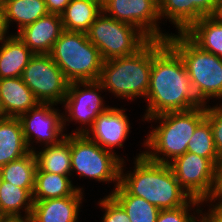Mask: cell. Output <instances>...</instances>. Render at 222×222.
Segmentation results:
<instances>
[{
	"label": "cell",
	"instance_id": "obj_22",
	"mask_svg": "<svg viewBox=\"0 0 222 222\" xmlns=\"http://www.w3.org/2000/svg\"><path fill=\"white\" fill-rule=\"evenodd\" d=\"M34 189H25L2 181L0 213L4 218L29 219L32 213ZM24 212V215L21 214ZM23 215V216H22Z\"/></svg>",
	"mask_w": 222,
	"mask_h": 222
},
{
	"label": "cell",
	"instance_id": "obj_44",
	"mask_svg": "<svg viewBox=\"0 0 222 222\" xmlns=\"http://www.w3.org/2000/svg\"><path fill=\"white\" fill-rule=\"evenodd\" d=\"M2 177H1V174H0V188H1V184H2Z\"/></svg>",
	"mask_w": 222,
	"mask_h": 222
},
{
	"label": "cell",
	"instance_id": "obj_29",
	"mask_svg": "<svg viewBox=\"0 0 222 222\" xmlns=\"http://www.w3.org/2000/svg\"><path fill=\"white\" fill-rule=\"evenodd\" d=\"M187 151L209 159L214 165L221 159L214 145L211 125L206 118L197 125Z\"/></svg>",
	"mask_w": 222,
	"mask_h": 222
},
{
	"label": "cell",
	"instance_id": "obj_11",
	"mask_svg": "<svg viewBox=\"0 0 222 222\" xmlns=\"http://www.w3.org/2000/svg\"><path fill=\"white\" fill-rule=\"evenodd\" d=\"M102 12L115 20L135 26L149 39L166 40L171 35L160 30L162 28L159 24L162 22L158 0H106Z\"/></svg>",
	"mask_w": 222,
	"mask_h": 222
},
{
	"label": "cell",
	"instance_id": "obj_41",
	"mask_svg": "<svg viewBox=\"0 0 222 222\" xmlns=\"http://www.w3.org/2000/svg\"><path fill=\"white\" fill-rule=\"evenodd\" d=\"M218 16L222 17V0L218 2Z\"/></svg>",
	"mask_w": 222,
	"mask_h": 222
},
{
	"label": "cell",
	"instance_id": "obj_33",
	"mask_svg": "<svg viewBox=\"0 0 222 222\" xmlns=\"http://www.w3.org/2000/svg\"><path fill=\"white\" fill-rule=\"evenodd\" d=\"M207 206L222 207V158L215 164L214 183L210 195L203 203Z\"/></svg>",
	"mask_w": 222,
	"mask_h": 222
},
{
	"label": "cell",
	"instance_id": "obj_32",
	"mask_svg": "<svg viewBox=\"0 0 222 222\" xmlns=\"http://www.w3.org/2000/svg\"><path fill=\"white\" fill-rule=\"evenodd\" d=\"M216 105V106H215ZM206 105V119L209 121L214 138V145L217 153L222 158V103Z\"/></svg>",
	"mask_w": 222,
	"mask_h": 222
},
{
	"label": "cell",
	"instance_id": "obj_19",
	"mask_svg": "<svg viewBox=\"0 0 222 222\" xmlns=\"http://www.w3.org/2000/svg\"><path fill=\"white\" fill-rule=\"evenodd\" d=\"M19 118L0 119V167L29 153Z\"/></svg>",
	"mask_w": 222,
	"mask_h": 222
},
{
	"label": "cell",
	"instance_id": "obj_21",
	"mask_svg": "<svg viewBox=\"0 0 222 222\" xmlns=\"http://www.w3.org/2000/svg\"><path fill=\"white\" fill-rule=\"evenodd\" d=\"M201 50L222 58V17L208 16L196 21L184 33Z\"/></svg>",
	"mask_w": 222,
	"mask_h": 222
},
{
	"label": "cell",
	"instance_id": "obj_2",
	"mask_svg": "<svg viewBox=\"0 0 222 222\" xmlns=\"http://www.w3.org/2000/svg\"><path fill=\"white\" fill-rule=\"evenodd\" d=\"M140 152L134 157L133 172L124 170L125 160L122 161L119 185L129 195L144 198L160 210L186 205L192 198L178 185L170 166L150 161L144 150Z\"/></svg>",
	"mask_w": 222,
	"mask_h": 222
},
{
	"label": "cell",
	"instance_id": "obj_8",
	"mask_svg": "<svg viewBox=\"0 0 222 222\" xmlns=\"http://www.w3.org/2000/svg\"><path fill=\"white\" fill-rule=\"evenodd\" d=\"M88 40L99 49L103 61L129 56L150 39L135 26L101 12L87 32Z\"/></svg>",
	"mask_w": 222,
	"mask_h": 222
},
{
	"label": "cell",
	"instance_id": "obj_26",
	"mask_svg": "<svg viewBox=\"0 0 222 222\" xmlns=\"http://www.w3.org/2000/svg\"><path fill=\"white\" fill-rule=\"evenodd\" d=\"M36 169V157L30 151L20 159L0 167V174L3 181L21 188L34 189Z\"/></svg>",
	"mask_w": 222,
	"mask_h": 222
},
{
	"label": "cell",
	"instance_id": "obj_39",
	"mask_svg": "<svg viewBox=\"0 0 222 222\" xmlns=\"http://www.w3.org/2000/svg\"><path fill=\"white\" fill-rule=\"evenodd\" d=\"M195 222H211V221L202 213Z\"/></svg>",
	"mask_w": 222,
	"mask_h": 222
},
{
	"label": "cell",
	"instance_id": "obj_1",
	"mask_svg": "<svg viewBox=\"0 0 222 222\" xmlns=\"http://www.w3.org/2000/svg\"><path fill=\"white\" fill-rule=\"evenodd\" d=\"M142 120L167 112L187 111L198 100L180 55L166 40L152 39V67Z\"/></svg>",
	"mask_w": 222,
	"mask_h": 222
},
{
	"label": "cell",
	"instance_id": "obj_6",
	"mask_svg": "<svg viewBox=\"0 0 222 222\" xmlns=\"http://www.w3.org/2000/svg\"><path fill=\"white\" fill-rule=\"evenodd\" d=\"M50 56L69 83L97 81L103 65L99 49L83 32L64 30Z\"/></svg>",
	"mask_w": 222,
	"mask_h": 222
},
{
	"label": "cell",
	"instance_id": "obj_12",
	"mask_svg": "<svg viewBox=\"0 0 222 222\" xmlns=\"http://www.w3.org/2000/svg\"><path fill=\"white\" fill-rule=\"evenodd\" d=\"M57 108L53 103H39L19 117L29 151L34 152L36 149L33 145L37 143L44 147L57 144L65 138L63 112L60 113Z\"/></svg>",
	"mask_w": 222,
	"mask_h": 222
},
{
	"label": "cell",
	"instance_id": "obj_40",
	"mask_svg": "<svg viewBox=\"0 0 222 222\" xmlns=\"http://www.w3.org/2000/svg\"><path fill=\"white\" fill-rule=\"evenodd\" d=\"M92 1L96 4H98L101 8L103 7V5L105 4L106 0H89Z\"/></svg>",
	"mask_w": 222,
	"mask_h": 222
},
{
	"label": "cell",
	"instance_id": "obj_3",
	"mask_svg": "<svg viewBox=\"0 0 222 222\" xmlns=\"http://www.w3.org/2000/svg\"><path fill=\"white\" fill-rule=\"evenodd\" d=\"M206 117V105L187 111L167 112L147 118L157 124L148 132L144 155L153 162L169 164L187 152V146L197 125Z\"/></svg>",
	"mask_w": 222,
	"mask_h": 222
},
{
	"label": "cell",
	"instance_id": "obj_15",
	"mask_svg": "<svg viewBox=\"0 0 222 222\" xmlns=\"http://www.w3.org/2000/svg\"><path fill=\"white\" fill-rule=\"evenodd\" d=\"M63 31L61 15L48 13L16 35L34 54H50Z\"/></svg>",
	"mask_w": 222,
	"mask_h": 222
},
{
	"label": "cell",
	"instance_id": "obj_4",
	"mask_svg": "<svg viewBox=\"0 0 222 222\" xmlns=\"http://www.w3.org/2000/svg\"><path fill=\"white\" fill-rule=\"evenodd\" d=\"M152 67V39L136 53L103 61L97 82L120 99L147 97Z\"/></svg>",
	"mask_w": 222,
	"mask_h": 222
},
{
	"label": "cell",
	"instance_id": "obj_45",
	"mask_svg": "<svg viewBox=\"0 0 222 222\" xmlns=\"http://www.w3.org/2000/svg\"><path fill=\"white\" fill-rule=\"evenodd\" d=\"M4 219V217L0 213V222Z\"/></svg>",
	"mask_w": 222,
	"mask_h": 222
},
{
	"label": "cell",
	"instance_id": "obj_14",
	"mask_svg": "<svg viewBox=\"0 0 222 222\" xmlns=\"http://www.w3.org/2000/svg\"><path fill=\"white\" fill-rule=\"evenodd\" d=\"M125 110L126 108L110 106L98 115L84 135L103 149L116 154L114 149L124 147L132 128Z\"/></svg>",
	"mask_w": 222,
	"mask_h": 222
},
{
	"label": "cell",
	"instance_id": "obj_43",
	"mask_svg": "<svg viewBox=\"0 0 222 222\" xmlns=\"http://www.w3.org/2000/svg\"><path fill=\"white\" fill-rule=\"evenodd\" d=\"M3 0H0V10H2Z\"/></svg>",
	"mask_w": 222,
	"mask_h": 222
},
{
	"label": "cell",
	"instance_id": "obj_34",
	"mask_svg": "<svg viewBox=\"0 0 222 222\" xmlns=\"http://www.w3.org/2000/svg\"><path fill=\"white\" fill-rule=\"evenodd\" d=\"M219 0H190L193 3V24L203 17L218 15Z\"/></svg>",
	"mask_w": 222,
	"mask_h": 222
},
{
	"label": "cell",
	"instance_id": "obj_13",
	"mask_svg": "<svg viewBox=\"0 0 222 222\" xmlns=\"http://www.w3.org/2000/svg\"><path fill=\"white\" fill-rule=\"evenodd\" d=\"M168 165L178 185L191 198L202 202L207 199L213 187L215 173V165L209 159L187 151Z\"/></svg>",
	"mask_w": 222,
	"mask_h": 222
},
{
	"label": "cell",
	"instance_id": "obj_35",
	"mask_svg": "<svg viewBox=\"0 0 222 222\" xmlns=\"http://www.w3.org/2000/svg\"><path fill=\"white\" fill-rule=\"evenodd\" d=\"M71 0H45L48 13L61 15Z\"/></svg>",
	"mask_w": 222,
	"mask_h": 222
},
{
	"label": "cell",
	"instance_id": "obj_27",
	"mask_svg": "<svg viewBox=\"0 0 222 222\" xmlns=\"http://www.w3.org/2000/svg\"><path fill=\"white\" fill-rule=\"evenodd\" d=\"M109 195L123 207L130 222H156L160 209L144 198L129 195L120 185Z\"/></svg>",
	"mask_w": 222,
	"mask_h": 222
},
{
	"label": "cell",
	"instance_id": "obj_25",
	"mask_svg": "<svg viewBox=\"0 0 222 222\" xmlns=\"http://www.w3.org/2000/svg\"><path fill=\"white\" fill-rule=\"evenodd\" d=\"M102 8L89 0H71L61 14L63 29L87 33Z\"/></svg>",
	"mask_w": 222,
	"mask_h": 222
},
{
	"label": "cell",
	"instance_id": "obj_23",
	"mask_svg": "<svg viewBox=\"0 0 222 222\" xmlns=\"http://www.w3.org/2000/svg\"><path fill=\"white\" fill-rule=\"evenodd\" d=\"M71 175H60L36 169L33 201L72 196L77 190L84 192L83 187L76 186Z\"/></svg>",
	"mask_w": 222,
	"mask_h": 222
},
{
	"label": "cell",
	"instance_id": "obj_9",
	"mask_svg": "<svg viewBox=\"0 0 222 222\" xmlns=\"http://www.w3.org/2000/svg\"><path fill=\"white\" fill-rule=\"evenodd\" d=\"M103 91L105 92L104 88L97 81L69 83L67 95L63 101L65 109L63 127L66 133L67 122H75L81 126L79 125L75 131L72 130L71 133L66 134L84 135L98 115L110 107L104 103V96L103 98L101 96Z\"/></svg>",
	"mask_w": 222,
	"mask_h": 222
},
{
	"label": "cell",
	"instance_id": "obj_17",
	"mask_svg": "<svg viewBox=\"0 0 222 222\" xmlns=\"http://www.w3.org/2000/svg\"><path fill=\"white\" fill-rule=\"evenodd\" d=\"M0 100L3 118H19L39 104L21 77L0 79Z\"/></svg>",
	"mask_w": 222,
	"mask_h": 222
},
{
	"label": "cell",
	"instance_id": "obj_10",
	"mask_svg": "<svg viewBox=\"0 0 222 222\" xmlns=\"http://www.w3.org/2000/svg\"><path fill=\"white\" fill-rule=\"evenodd\" d=\"M21 78L39 103L63 104L69 82L50 54H34Z\"/></svg>",
	"mask_w": 222,
	"mask_h": 222
},
{
	"label": "cell",
	"instance_id": "obj_30",
	"mask_svg": "<svg viewBox=\"0 0 222 222\" xmlns=\"http://www.w3.org/2000/svg\"><path fill=\"white\" fill-rule=\"evenodd\" d=\"M203 205L204 203L202 201L192 198L182 207L160 210L156 222H195L203 213ZM191 211H193V213Z\"/></svg>",
	"mask_w": 222,
	"mask_h": 222
},
{
	"label": "cell",
	"instance_id": "obj_28",
	"mask_svg": "<svg viewBox=\"0 0 222 222\" xmlns=\"http://www.w3.org/2000/svg\"><path fill=\"white\" fill-rule=\"evenodd\" d=\"M159 16L174 25L176 33H185L193 25V3L190 0H158Z\"/></svg>",
	"mask_w": 222,
	"mask_h": 222
},
{
	"label": "cell",
	"instance_id": "obj_7",
	"mask_svg": "<svg viewBox=\"0 0 222 222\" xmlns=\"http://www.w3.org/2000/svg\"><path fill=\"white\" fill-rule=\"evenodd\" d=\"M71 176L75 172L79 177L119 185L120 167L123 160L120 155L103 149L85 135L70 134Z\"/></svg>",
	"mask_w": 222,
	"mask_h": 222
},
{
	"label": "cell",
	"instance_id": "obj_5",
	"mask_svg": "<svg viewBox=\"0 0 222 222\" xmlns=\"http://www.w3.org/2000/svg\"><path fill=\"white\" fill-rule=\"evenodd\" d=\"M166 42L180 55L193 90L203 105L222 99V58L201 50L184 33H173Z\"/></svg>",
	"mask_w": 222,
	"mask_h": 222
},
{
	"label": "cell",
	"instance_id": "obj_24",
	"mask_svg": "<svg viewBox=\"0 0 222 222\" xmlns=\"http://www.w3.org/2000/svg\"><path fill=\"white\" fill-rule=\"evenodd\" d=\"M33 152L37 168L41 171L60 175H71L70 134L59 143L44 146Z\"/></svg>",
	"mask_w": 222,
	"mask_h": 222
},
{
	"label": "cell",
	"instance_id": "obj_31",
	"mask_svg": "<svg viewBox=\"0 0 222 222\" xmlns=\"http://www.w3.org/2000/svg\"><path fill=\"white\" fill-rule=\"evenodd\" d=\"M97 205L104 212L101 222H130L126 211L111 195L100 198Z\"/></svg>",
	"mask_w": 222,
	"mask_h": 222
},
{
	"label": "cell",
	"instance_id": "obj_36",
	"mask_svg": "<svg viewBox=\"0 0 222 222\" xmlns=\"http://www.w3.org/2000/svg\"><path fill=\"white\" fill-rule=\"evenodd\" d=\"M211 222H222V207L209 206L203 213Z\"/></svg>",
	"mask_w": 222,
	"mask_h": 222
},
{
	"label": "cell",
	"instance_id": "obj_37",
	"mask_svg": "<svg viewBox=\"0 0 222 222\" xmlns=\"http://www.w3.org/2000/svg\"><path fill=\"white\" fill-rule=\"evenodd\" d=\"M8 35L3 21V10H0V41Z\"/></svg>",
	"mask_w": 222,
	"mask_h": 222
},
{
	"label": "cell",
	"instance_id": "obj_42",
	"mask_svg": "<svg viewBox=\"0 0 222 222\" xmlns=\"http://www.w3.org/2000/svg\"><path fill=\"white\" fill-rule=\"evenodd\" d=\"M3 118V108L1 105V100H0V119Z\"/></svg>",
	"mask_w": 222,
	"mask_h": 222
},
{
	"label": "cell",
	"instance_id": "obj_20",
	"mask_svg": "<svg viewBox=\"0 0 222 222\" xmlns=\"http://www.w3.org/2000/svg\"><path fill=\"white\" fill-rule=\"evenodd\" d=\"M3 21L9 34V27L16 23L14 34L48 14L45 0H3Z\"/></svg>",
	"mask_w": 222,
	"mask_h": 222
},
{
	"label": "cell",
	"instance_id": "obj_38",
	"mask_svg": "<svg viewBox=\"0 0 222 222\" xmlns=\"http://www.w3.org/2000/svg\"><path fill=\"white\" fill-rule=\"evenodd\" d=\"M1 222H30L29 219H11V218H4Z\"/></svg>",
	"mask_w": 222,
	"mask_h": 222
},
{
	"label": "cell",
	"instance_id": "obj_18",
	"mask_svg": "<svg viewBox=\"0 0 222 222\" xmlns=\"http://www.w3.org/2000/svg\"><path fill=\"white\" fill-rule=\"evenodd\" d=\"M0 43V79L21 77L34 53L11 32Z\"/></svg>",
	"mask_w": 222,
	"mask_h": 222
},
{
	"label": "cell",
	"instance_id": "obj_16",
	"mask_svg": "<svg viewBox=\"0 0 222 222\" xmlns=\"http://www.w3.org/2000/svg\"><path fill=\"white\" fill-rule=\"evenodd\" d=\"M84 192L72 196L34 201L30 222H79Z\"/></svg>",
	"mask_w": 222,
	"mask_h": 222
}]
</instances>
